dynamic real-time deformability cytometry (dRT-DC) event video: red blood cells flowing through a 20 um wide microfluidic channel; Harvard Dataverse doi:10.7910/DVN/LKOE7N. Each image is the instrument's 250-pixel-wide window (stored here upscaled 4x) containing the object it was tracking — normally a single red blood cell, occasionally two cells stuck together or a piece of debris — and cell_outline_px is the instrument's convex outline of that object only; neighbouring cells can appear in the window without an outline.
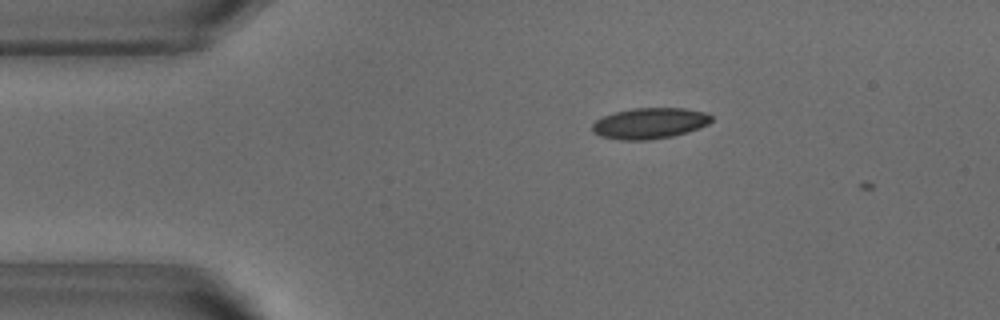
{"species": "common noctule bat (a hibernating species)", "species_latin": "Nyctalus noctula", "temperature_condition": "warm", "stored_images_in_passage": 4, "camera_frame_rate_fps": 3000, "um_per_image_px": 0.085, "animal": {"sex": "male", "body_mass_g": 18.8}, "frame": {"image": 1, "passage_image": 3, "time_ms": 0.667, "image_size_px": [1000, 320], "cell_outline_px": [[712, 120], [708, 124], [700, 128], [688, 132], [672, 136], [648, 140], [620, 140], [600, 136], [592, 132], [592, 124], [596, 120], [604, 116], [616, 112], [632, 108], [684, 108], [708, 112], [712, 116]], "centroid_in_image_um": [55.25, 10.48], "position_along_channel_um": 29.8, "area_um2": 21.62}}